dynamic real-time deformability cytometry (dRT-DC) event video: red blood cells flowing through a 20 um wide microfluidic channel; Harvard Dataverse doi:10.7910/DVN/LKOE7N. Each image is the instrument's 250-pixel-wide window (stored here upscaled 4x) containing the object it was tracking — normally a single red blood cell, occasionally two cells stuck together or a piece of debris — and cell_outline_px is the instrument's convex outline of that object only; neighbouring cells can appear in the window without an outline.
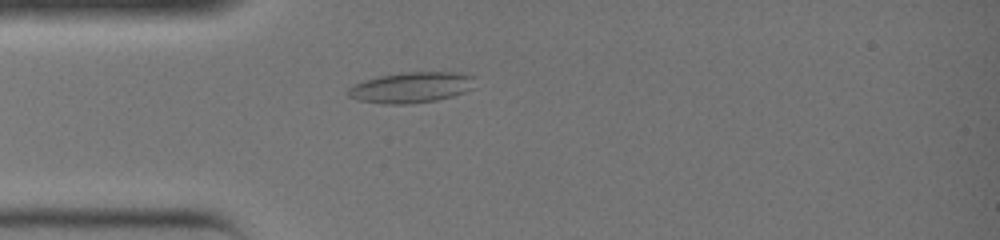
{"species": "common noctule bat (a hibernating species)", "species_latin": "Nyctalus noctula", "temperature_condition": "warm", "stored_images_in_passage": 29, "camera_frame_rate_fps": 3000, "um_per_image_px": 0.085, "animal": {"sex": "female", "body_mass_g": 19.0, "forearm_length_mm": 51.5}, "frame": {"image": 1, "passage_image": 5, "time_ms": 1.333, "image_size_px": [1000, 240], "cell_outline_px": [[476, 88], [452, 96], [436, 100], [404, 104], [384, 104], [356, 100], [348, 96], [348, 88], [352, 84], [376, 76], [400, 72], [460, 72], [476, 76]], "centroid_in_image_um": [34.99, 7.41], "position_along_channel_um": 50.0, "area_um2": 23.24}}
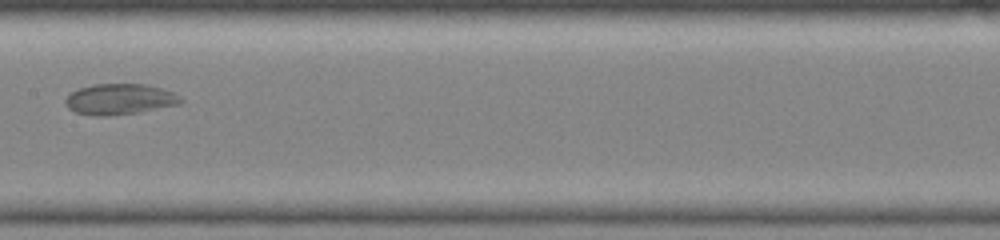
{"frame": {"image": 2, "passage_image": 14, "time_ms": 4.333, "image_size_px": [1000, 240], "cell_outline_px": [[184, 100], [180, 104], [140, 112], [108, 116], [92, 116], [76, 112], [68, 108], [64, 104], [64, 100], [72, 92], [80, 88], [92, 84], [144, 84], [176, 92]], "centroid_in_image_um": [10.19, 8.44], "position_along_channel_um": 197.2, "area_um2": 20.87}}
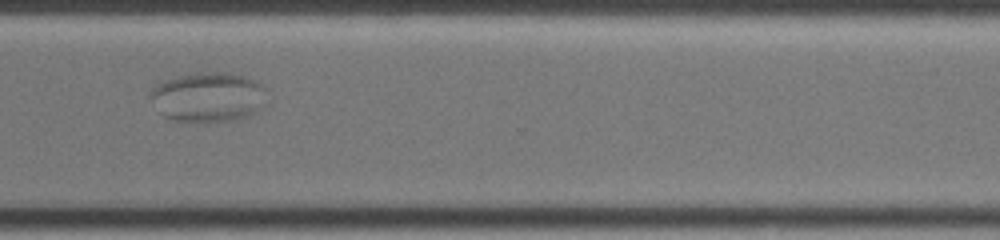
{"frame": {"image": 3, "passage_image": 23, "time_ms": 7.333, "image_size_px": [1000, 240], "cell_outline_px": [[272, 100], [260, 112], [228, 120], [172, 120], [164, 116], [160, 112], [152, 96], [152, 88], [156, 84], [164, 80], [176, 76], [196, 72], [220, 72], [248, 76], [264, 84], [272, 96]], "centroid_in_image_um": [17.87, 8.2], "position_along_channel_um": 352.7, "area_um2": 34.1}}